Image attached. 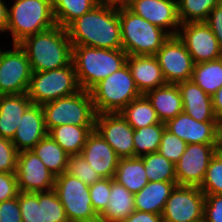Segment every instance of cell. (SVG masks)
I'll use <instances>...</instances> for the list:
<instances>
[{
  "mask_svg": "<svg viewBox=\"0 0 222 222\" xmlns=\"http://www.w3.org/2000/svg\"><path fill=\"white\" fill-rule=\"evenodd\" d=\"M72 45L122 49L118 7L98 4L67 28Z\"/></svg>",
  "mask_w": 222,
  "mask_h": 222,
  "instance_id": "cell-1",
  "label": "cell"
},
{
  "mask_svg": "<svg viewBox=\"0 0 222 222\" xmlns=\"http://www.w3.org/2000/svg\"><path fill=\"white\" fill-rule=\"evenodd\" d=\"M19 46L33 72L54 70L72 62V43L67 29L59 25L25 38Z\"/></svg>",
  "mask_w": 222,
  "mask_h": 222,
  "instance_id": "cell-2",
  "label": "cell"
},
{
  "mask_svg": "<svg viewBox=\"0 0 222 222\" xmlns=\"http://www.w3.org/2000/svg\"><path fill=\"white\" fill-rule=\"evenodd\" d=\"M72 63L81 89L90 91L96 84L127 63L123 49H102L72 45Z\"/></svg>",
  "mask_w": 222,
  "mask_h": 222,
  "instance_id": "cell-3",
  "label": "cell"
},
{
  "mask_svg": "<svg viewBox=\"0 0 222 222\" xmlns=\"http://www.w3.org/2000/svg\"><path fill=\"white\" fill-rule=\"evenodd\" d=\"M122 49L129 55H155L170 35L126 6L118 7Z\"/></svg>",
  "mask_w": 222,
  "mask_h": 222,
  "instance_id": "cell-4",
  "label": "cell"
},
{
  "mask_svg": "<svg viewBox=\"0 0 222 222\" xmlns=\"http://www.w3.org/2000/svg\"><path fill=\"white\" fill-rule=\"evenodd\" d=\"M55 25L52 0H15L8 7L6 32L12 35L13 44H19L25 38Z\"/></svg>",
  "mask_w": 222,
  "mask_h": 222,
  "instance_id": "cell-5",
  "label": "cell"
},
{
  "mask_svg": "<svg viewBox=\"0 0 222 222\" xmlns=\"http://www.w3.org/2000/svg\"><path fill=\"white\" fill-rule=\"evenodd\" d=\"M96 113H120L132 100L142 96L126 64L90 91Z\"/></svg>",
  "mask_w": 222,
  "mask_h": 222,
  "instance_id": "cell-6",
  "label": "cell"
},
{
  "mask_svg": "<svg viewBox=\"0 0 222 222\" xmlns=\"http://www.w3.org/2000/svg\"><path fill=\"white\" fill-rule=\"evenodd\" d=\"M42 108L47 131L65 124L95 126L96 123L97 113L91 94L83 89L73 95L47 102Z\"/></svg>",
  "mask_w": 222,
  "mask_h": 222,
  "instance_id": "cell-7",
  "label": "cell"
},
{
  "mask_svg": "<svg viewBox=\"0 0 222 222\" xmlns=\"http://www.w3.org/2000/svg\"><path fill=\"white\" fill-rule=\"evenodd\" d=\"M80 90L75 68L71 62L68 66L54 70L33 72L27 95L33 104L43 105L73 95Z\"/></svg>",
  "mask_w": 222,
  "mask_h": 222,
  "instance_id": "cell-8",
  "label": "cell"
},
{
  "mask_svg": "<svg viewBox=\"0 0 222 222\" xmlns=\"http://www.w3.org/2000/svg\"><path fill=\"white\" fill-rule=\"evenodd\" d=\"M54 190L62 203L69 222L87 220L97 216L92 207L89 185L66 172L55 177Z\"/></svg>",
  "mask_w": 222,
  "mask_h": 222,
  "instance_id": "cell-9",
  "label": "cell"
},
{
  "mask_svg": "<svg viewBox=\"0 0 222 222\" xmlns=\"http://www.w3.org/2000/svg\"><path fill=\"white\" fill-rule=\"evenodd\" d=\"M12 47L0 48V95L27 93L33 73L25 51L19 44Z\"/></svg>",
  "mask_w": 222,
  "mask_h": 222,
  "instance_id": "cell-10",
  "label": "cell"
},
{
  "mask_svg": "<svg viewBox=\"0 0 222 222\" xmlns=\"http://www.w3.org/2000/svg\"><path fill=\"white\" fill-rule=\"evenodd\" d=\"M154 56L167 84L191 80L195 63L177 35L170 36Z\"/></svg>",
  "mask_w": 222,
  "mask_h": 222,
  "instance_id": "cell-11",
  "label": "cell"
},
{
  "mask_svg": "<svg viewBox=\"0 0 222 222\" xmlns=\"http://www.w3.org/2000/svg\"><path fill=\"white\" fill-rule=\"evenodd\" d=\"M205 194L199 187L176 185L161 214L164 222H197L203 219Z\"/></svg>",
  "mask_w": 222,
  "mask_h": 222,
  "instance_id": "cell-12",
  "label": "cell"
},
{
  "mask_svg": "<svg viewBox=\"0 0 222 222\" xmlns=\"http://www.w3.org/2000/svg\"><path fill=\"white\" fill-rule=\"evenodd\" d=\"M177 36L185 44L195 64L222 58L218 41L205 22L181 24Z\"/></svg>",
  "mask_w": 222,
  "mask_h": 222,
  "instance_id": "cell-13",
  "label": "cell"
},
{
  "mask_svg": "<svg viewBox=\"0 0 222 222\" xmlns=\"http://www.w3.org/2000/svg\"><path fill=\"white\" fill-rule=\"evenodd\" d=\"M214 156L215 144H187L186 150L175 164L177 185L200 187Z\"/></svg>",
  "mask_w": 222,
  "mask_h": 222,
  "instance_id": "cell-14",
  "label": "cell"
},
{
  "mask_svg": "<svg viewBox=\"0 0 222 222\" xmlns=\"http://www.w3.org/2000/svg\"><path fill=\"white\" fill-rule=\"evenodd\" d=\"M16 177L20 192H42L54 189L55 176L32 151L19 152Z\"/></svg>",
  "mask_w": 222,
  "mask_h": 222,
  "instance_id": "cell-15",
  "label": "cell"
},
{
  "mask_svg": "<svg viewBox=\"0 0 222 222\" xmlns=\"http://www.w3.org/2000/svg\"><path fill=\"white\" fill-rule=\"evenodd\" d=\"M95 129L120 158L134 157V129L120 113H98Z\"/></svg>",
  "mask_w": 222,
  "mask_h": 222,
  "instance_id": "cell-16",
  "label": "cell"
},
{
  "mask_svg": "<svg viewBox=\"0 0 222 222\" xmlns=\"http://www.w3.org/2000/svg\"><path fill=\"white\" fill-rule=\"evenodd\" d=\"M126 7L163 29L170 36L178 34L181 22L178 16L177 0H128Z\"/></svg>",
  "mask_w": 222,
  "mask_h": 222,
  "instance_id": "cell-17",
  "label": "cell"
},
{
  "mask_svg": "<svg viewBox=\"0 0 222 222\" xmlns=\"http://www.w3.org/2000/svg\"><path fill=\"white\" fill-rule=\"evenodd\" d=\"M165 127L187 144H216L218 139V121L199 122L184 112L168 120Z\"/></svg>",
  "mask_w": 222,
  "mask_h": 222,
  "instance_id": "cell-18",
  "label": "cell"
},
{
  "mask_svg": "<svg viewBox=\"0 0 222 222\" xmlns=\"http://www.w3.org/2000/svg\"><path fill=\"white\" fill-rule=\"evenodd\" d=\"M80 155L101 178H114L120 157L96 129L89 134Z\"/></svg>",
  "mask_w": 222,
  "mask_h": 222,
  "instance_id": "cell-19",
  "label": "cell"
},
{
  "mask_svg": "<svg viewBox=\"0 0 222 222\" xmlns=\"http://www.w3.org/2000/svg\"><path fill=\"white\" fill-rule=\"evenodd\" d=\"M47 134L42 105L32 103L22 115L11 141L21 152L31 150Z\"/></svg>",
  "mask_w": 222,
  "mask_h": 222,
  "instance_id": "cell-20",
  "label": "cell"
},
{
  "mask_svg": "<svg viewBox=\"0 0 222 222\" xmlns=\"http://www.w3.org/2000/svg\"><path fill=\"white\" fill-rule=\"evenodd\" d=\"M126 64L142 95L167 84L154 55H129Z\"/></svg>",
  "mask_w": 222,
  "mask_h": 222,
  "instance_id": "cell-21",
  "label": "cell"
},
{
  "mask_svg": "<svg viewBox=\"0 0 222 222\" xmlns=\"http://www.w3.org/2000/svg\"><path fill=\"white\" fill-rule=\"evenodd\" d=\"M183 101V112L199 122L217 121L212 97L205 93L192 80L177 84Z\"/></svg>",
  "mask_w": 222,
  "mask_h": 222,
  "instance_id": "cell-22",
  "label": "cell"
},
{
  "mask_svg": "<svg viewBox=\"0 0 222 222\" xmlns=\"http://www.w3.org/2000/svg\"><path fill=\"white\" fill-rule=\"evenodd\" d=\"M31 104L27 93L0 95V137L13 139L22 115Z\"/></svg>",
  "mask_w": 222,
  "mask_h": 222,
  "instance_id": "cell-23",
  "label": "cell"
},
{
  "mask_svg": "<svg viewBox=\"0 0 222 222\" xmlns=\"http://www.w3.org/2000/svg\"><path fill=\"white\" fill-rule=\"evenodd\" d=\"M144 96L155 109L160 122L166 123L183 112V101L177 84H166L148 91Z\"/></svg>",
  "mask_w": 222,
  "mask_h": 222,
  "instance_id": "cell-24",
  "label": "cell"
},
{
  "mask_svg": "<svg viewBox=\"0 0 222 222\" xmlns=\"http://www.w3.org/2000/svg\"><path fill=\"white\" fill-rule=\"evenodd\" d=\"M177 181L148 182L138 193L134 194L135 210L161 215Z\"/></svg>",
  "mask_w": 222,
  "mask_h": 222,
  "instance_id": "cell-25",
  "label": "cell"
},
{
  "mask_svg": "<svg viewBox=\"0 0 222 222\" xmlns=\"http://www.w3.org/2000/svg\"><path fill=\"white\" fill-rule=\"evenodd\" d=\"M109 202L100 215L105 222H122L135 211L134 194L111 178Z\"/></svg>",
  "mask_w": 222,
  "mask_h": 222,
  "instance_id": "cell-26",
  "label": "cell"
},
{
  "mask_svg": "<svg viewBox=\"0 0 222 222\" xmlns=\"http://www.w3.org/2000/svg\"><path fill=\"white\" fill-rule=\"evenodd\" d=\"M95 126L60 125L48 131L49 136L69 155H80Z\"/></svg>",
  "mask_w": 222,
  "mask_h": 222,
  "instance_id": "cell-27",
  "label": "cell"
},
{
  "mask_svg": "<svg viewBox=\"0 0 222 222\" xmlns=\"http://www.w3.org/2000/svg\"><path fill=\"white\" fill-rule=\"evenodd\" d=\"M113 179L133 194L140 192L149 182L141 157L120 158Z\"/></svg>",
  "mask_w": 222,
  "mask_h": 222,
  "instance_id": "cell-28",
  "label": "cell"
},
{
  "mask_svg": "<svg viewBox=\"0 0 222 222\" xmlns=\"http://www.w3.org/2000/svg\"><path fill=\"white\" fill-rule=\"evenodd\" d=\"M31 150L42 160L46 168L55 177L66 172L69 154L49 134L43 137Z\"/></svg>",
  "mask_w": 222,
  "mask_h": 222,
  "instance_id": "cell-29",
  "label": "cell"
},
{
  "mask_svg": "<svg viewBox=\"0 0 222 222\" xmlns=\"http://www.w3.org/2000/svg\"><path fill=\"white\" fill-rule=\"evenodd\" d=\"M191 80L205 93L213 97L222 87V58L214 61L196 63Z\"/></svg>",
  "mask_w": 222,
  "mask_h": 222,
  "instance_id": "cell-30",
  "label": "cell"
},
{
  "mask_svg": "<svg viewBox=\"0 0 222 222\" xmlns=\"http://www.w3.org/2000/svg\"><path fill=\"white\" fill-rule=\"evenodd\" d=\"M120 114L134 130L160 123L155 109L144 95L132 100Z\"/></svg>",
  "mask_w": 222,
  "mask_h": 222,
  "instance_id": "cell-31",
  "label": "cell"
},
{
  "mask_svg": "<svg viewBox=\"0 0 222 222\" xmlns=\"http://www.w3.org/2000/svg\"><path fill=\"white\" fill-rule=\"evenodd\" d=\"M97 5L96 0H52L55 22L62 28H67L74 20Z\"/></svg>",
  "mask_w": 222,
  "mask_h": 222,
  "instance_id": "cell-32",
  "label": "cell"
},
{
  "mask_svg": "<svg viewBox=\"0 0 222 222\" xmlns=\"http://www.w3.org/2000/svg\"><path fill=\"white\" fill-rule=\"evenodd\" d=\"M165 123L160 122L134 130V157L158 152Z\"/></svg>",
  "mask_w": 222,
  "mask_h": 222,
  "instance_id": "cell-33",
  "label": "cell"
},
{
  "mask_svg": "<svg viewBox=\"0 0 222 222\" xmlns=\"http://www.w3.org/2000/svg\"><path fill=\"white\" fill-rule=\"evenodd\" d=\"M149 182L177 181L175 164L159 152L141 156Z\"/></svg>",
  "mask_w": 222,
  "mask_h": 222,
  "instance_id": "cell-34",
  "label": "cell"
},
{
  "mask_svg": "<svg viewBox=\"0 0 222 222\" xmlns=\"http://www.w3.org/2000/svg\"><path fill=\"white\" fill-rule=\"evenodd\" d=\"M222 0H177L178 16L181 24L205 22L211 10Z\"/></svg>",
  "mask_w": 222,
  "mask_h": 222,
  "instance_id": "cell-35",
  "label": "cell"
},
{
  "mask_svg": "<svg viewBox=\"0 0 222 222\" xmlns=\"http://www.w3.org/2000/svg\"><path fill=\"white\" fill-rule=\"evenodd\" d=\"M39 222H69L54 189L39 192Z\"/></svg>",
  "mask_w": 222,
  "mask_h": 222,
  "instance_id": "cell-36",
  "label": "cell"
},
{
  "mask_svg": "<svg viewBox=\"0 0 222 222\" xmlns=\"http://www.w3.org/2000/svg\"><path fill=\"white\" fill-rule=\"evenodd\" d=\"M199 188L204 194L222 195V160L217 155L211 159Z\"/></svg>",
  "mask_w": 222,
  "mask_h": 222,
  "instance_id": "cell-37",
  "label": "cell"
},
{
  "mask_svg": "<svg viewBox=\"0 0 222 222\" xmlns=\"http://www.w3.org/2000/svg\"><path fill=\"white\" fill-rule=\"evenodd\" d=\"M66 173L77 177L87 185L102 179L81 155H69Z\"/></svg>",
  "mask_w": 222,
  "mask_h": 222,
  "instance_id": "cell-38",
  "label": "cell"
},
{
  "mask_svg": "<svg viewBox=\"0 0 222 222\" xmlns=\"http://www.w3.org/2000/svg\"><path fill=\"white\" fill-rule=\"evenodd\" d=\"M186 147L187 143L184 140L165 128L161 137L158 152L167 160L176 164L186 150Z\"/></svg>",
  "mask_w": 222,
  "mask_h": 222,
  "instance_id": "cell-39",
  "label": "cell"
},
{
  "mask_svg": "<svg viewBox=\"0 0 222 222\" xmlns=\"http://www.w3.org/2000/svg\"><path fill=\"white\" fill-rule=\"evenodd\" d=\"M111 192V178H102L89 185L92 207L97 215H101L109 202Z\"/></svg>",
  "mask_w": 222,
  "mask_h": 222,
  "instance_id": "cell-40",
  "label": "cell"
},
{
  "mask_svg": "<svg viewBox=\"0 0 222 222\" xmlns=\"http://www.w3.org/2000/svg\"><path fill=\"white\" fill-rule=\"evenodd\" d=\"M22 222H39V192H19Z\"/></svg>",
  "mask_w": 222,
  "mask_h": 222,
  "instance_id": "cell-41",
  "label": "cell"
},
{
  "mask_svg": "<svg viewBox=\"0 0 222 222\" xmlns=\"http://www.w3.org/2000/svg\"><path fill=\"white\" fill-rule=\"evenodd\" d=\"M18 154L11 140L0 137V172L16 173Z\"/></svg>",
  "mask_w": 222,
  "mask_h": 222,
  "instance_id": "cell-42",
  "label": "cell"
},
{
  "mask_svg": "<svg viewBox=\"0 0 222 222\" xmlns=\"http://www.w3.org/2000/svg\"><path fill=\"white\" fill-rule=\"evenodd\" d=\"M203 219L206 222H222V195L205 194Z\"/></svg>",
  "mask_w": 222,
  "mask_h": 222,
  "instance_id": "cell-43",
  "label": "cell"
},
{
  "mask_svg": "<svg viewBox=\"0 0 222 222\" xmlns=\"http://www.w3.org/2000/svg\"><path fill=\"white\" fill-rule=\"evenodd\" d=\"M16 173L0 172V203L18 197Z\"/></svg>",
  "mask_w": 222,
  "mask_h": 222,
  "instance_id": "cell-44",
  "label": "cell"
},
{
  "mask_svg": "<svg viewBox=\"0 0 222 222\" xmlns=\"http://www.w3.org/2000/svg\"><path fill=\"white\" fill-rule=\"evenodd\" d=\"M0 222H22L18 197L0 203Z\"/></svg>",
  "mask_w": 222,
  "mask_h": 222,
  "instance_id": "cell-45",
  "label": "cell"
},
{
  "mask_svg": "<svg viewBox=\"0 0 222 222\" xmlns=\"http://www.w3.org/2000/svg\"><path fill=\"white\" fill-rule=\"evenodd\" d=\"M205 23L212 30L222 51V2L211 10Z\"/></svg>",
  "mask_w": 222,
  "mask_h": 222,
  "instance_id": "cell-46",
  "label": "cell"
},
{
  "mask_svg": "<svg viewBox=\"0 0 222 222\" xmlns=\"http://www.w3.org/2000/svg\"><path fill=\"white\" fill-rule=\"evenodd\" d=\"M122 222H164L159 214L147 213L135 210Z\"/></svg>",
  "mask_w": 222,
  "mask_h": 222,
  "instance_id": "cell-47",
  "label": "cell"
},
{
  "mask_svg": "<svg viewBox=\"0 0 222 222\" xmlns=\"http://www.w3.org/2000/svg\"><path fill=\"white\" fill-rule=\"evenodd\" d=\"M213 111L217 121L222 120V87L212 97Z\"/></svg>",
  "mask_w": 222,
  "mask_h": 222,
  "instance_id": "cell-48",
  "label": "cell"
},
{
  "mask_svg": "<svg viewBox=\"0 0 222 222\" xmlns=\"http://www.w3.org/2000/svg\"><path fill=\"white\" fill-rule=\"evenodd\" d=\"M8 25V7L3 0H0V31L6 32Z\"/></svg>",
  "mask_w": 222,
  "mask_h": 222,
  "instance_id": "cell-49",
  "label": "cell"
},
{
  "mask_svg": "<svg viewBox=\"0 0 222 222\" xmlns=\"http://www.w3.org/2000/svg\"><path fill=\"white\" fill-rule=\"evenodd\" d=\"M98 4L111 5L116 7L126 6L128 0H96Z\"/></svg>",
  "mask_w": 222,
  "mask_h": 222,
  "instance_id": "cell-50",
  "label": "cell"
},
{
  "mask_svg": "<svg viewBox=\"0 0 222 222\" xmlns=\"http://www.w3.org/2000/svg\"><path fill=\"white\" fill-rule=\"evenodd\" d=\"M215 155L222 160V139L219 136L215 144Z\"/></svg>",
  "mask_w": 222,
  "mask_h": 222,
  "instance_id": "cell-51",
  "label": "cell"
},
{
  "mask_svg": "<svg viewBox=\"0 0 222 222\" xmlns=\"http://www.w3.org/2000/svg\"><path fill=\"white\" fill-rule=\"evenodd\" d=\"M77 222H105V221L101 218L100 215H97L94 218L82 220V221H77Z\"/></svg>",
  "mask_w": 222,
  "mask_h": 222,
  "instance_id": "cell-52",
  "label": "cell"
},
{
  "mask_svg": "<svg viewBox=\"0 0 222 222\" xmlns=\"http://www.w3.org/2000/svg\"><path fill=\"white\" fill-rule=\"evenodd\" d=\"M218 136L222 139V120L219 121Z\"/></svg>",
  "mask_w": 222,
  "mask_h": 222,
  "instance_id": "cell-53",
  "label": "cell"
},
{
  "mask_svg": "<svg viewBox=\"0 0 222 222\" xmlns=\"http://www.w3.org/2000/svg\"><path fill=\"white\" fill-rule=\"evenodd\" d=\"M197 222H206L204 219L200 220V221H197Z\"/></svg>",
  "mask_w": 222,
  "mask_h": 222,
  "instance_id": "cell-54",
  "label": "cell"
}]
</instances>
